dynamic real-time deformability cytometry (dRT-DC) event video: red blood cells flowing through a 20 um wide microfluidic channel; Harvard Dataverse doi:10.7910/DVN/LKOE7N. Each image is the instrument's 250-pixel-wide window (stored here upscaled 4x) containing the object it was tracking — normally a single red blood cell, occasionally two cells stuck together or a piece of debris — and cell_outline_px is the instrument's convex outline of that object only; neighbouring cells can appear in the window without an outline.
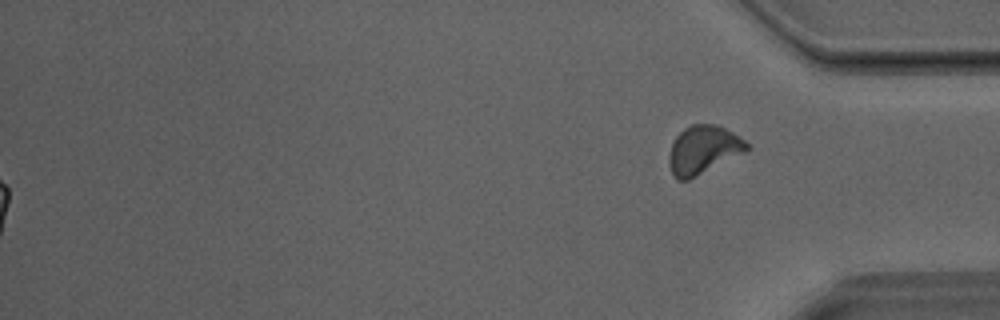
{"species": "Egyptian fruit bat (a non-hibernating species)", "species_latin": "Rousettus aegyptiacus", "temperature_condition": "room temperature", "stored_images_in_passage": 40, "segment_of_instrument_passage": [2, 2], "camera_frame_rate_fps": 3000, "um_per_image_px": 0.085, "animal": {"sex": "male"}, "frame": {"image": 1, "passage_image": 40, "time_ms": 13.0, "image_size_px": [1000, 320], "cell_outline_px": [[752, 148], [748, 152], [688, 180], [676, 180], [672, 172], [668, 160], [668, 156], [672, 144], [676, 136], [684, 128], [692, 124], [716, 124], [732, 132], [744, 140]], "centroid_in_image_um": [59.81, 12.74], "position_along_channel_um": 375.4, "area_um2": 22.08}}